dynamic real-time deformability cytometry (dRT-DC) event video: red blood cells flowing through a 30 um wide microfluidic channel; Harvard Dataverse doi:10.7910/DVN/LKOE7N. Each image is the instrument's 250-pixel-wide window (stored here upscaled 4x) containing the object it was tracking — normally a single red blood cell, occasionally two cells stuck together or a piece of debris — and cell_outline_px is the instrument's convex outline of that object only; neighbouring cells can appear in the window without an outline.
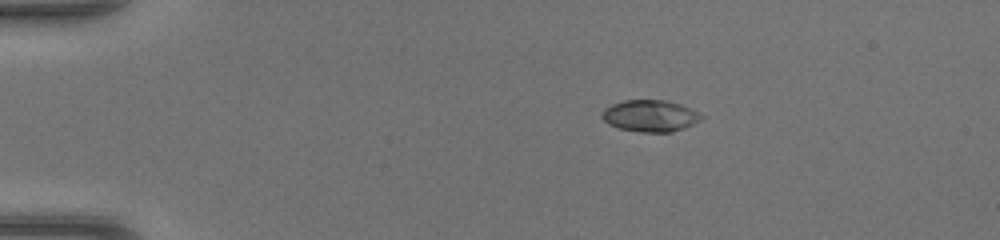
{"species": "common noctule bat (a hibernating species)", "species_latin": "Nyctalus noctula", "temperature_condition": "warm", "stored_images_in_passage": 39, "camera_frame_rate_fps": 3000, "um_per_image_px": 0.085, "animal": {"sex": "female", "body_mass_g": 17.0, "forearm_length_mm": 48.0}, "frame": {"image": 1, "passage_image": 1, "time_ms": 0.0, "image_size_px": [1000, 240], "cell_outline_px": [[704, 116], [700, 120], [684, 128], [672, 132], [640, 132], [616, 128], [608, 124], [600, 116], [604, 108], [612, 104], [624, 100], [668, 100], [680, 104]], "centroid_in_image_um": [55.21, 9.85], "position_along_channel_um": 29.8, "area_um2": 18.38}}
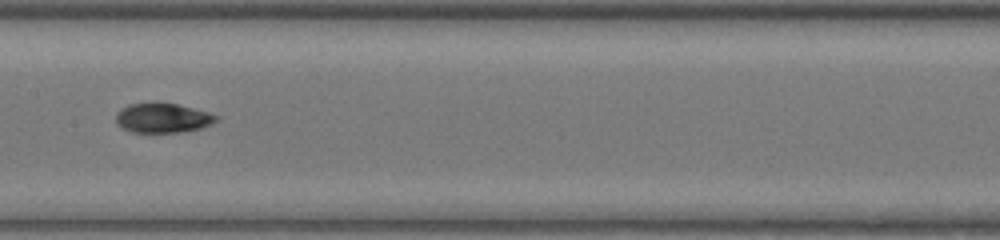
{"frame": {"image": 2, "passage_image": 17, "time_ms": 5.333, "image_size_px": [1000, 240], "cell_outline_px": [[220, 120], [212, 124], [200, 128], [180, 132], [132, 132], [116, 124], [116, 112], [120, 108], [128, 104], [176, 104], [208, 112], [220, 116]], "centroid_in_image_um": [13.85, 10.04], "position_along_channel_um": 193.6, "area_um2": 17.11}}
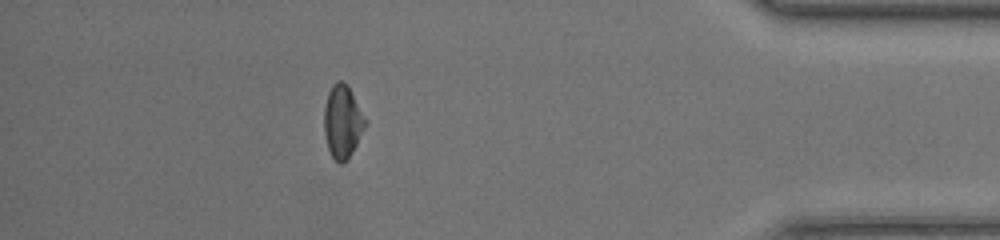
{"frame": {"image": 3, "passage_image": 34, "time_ms": 11.0, "image_size_px": [1000, 240], "cell_outline_px": [[364, 128], [356, 144], [344, 164], [340, 164], [332, 156], [328, 148], [324, 132], [324, 104], [328, 92], [332, 84], [336, 80], [340, 80], [348, 88], [364, 120]], "centroid_in_image_um": [29.04, 10.36], "position_along_channel_um": 406.2, "area_um2": 16.7}}